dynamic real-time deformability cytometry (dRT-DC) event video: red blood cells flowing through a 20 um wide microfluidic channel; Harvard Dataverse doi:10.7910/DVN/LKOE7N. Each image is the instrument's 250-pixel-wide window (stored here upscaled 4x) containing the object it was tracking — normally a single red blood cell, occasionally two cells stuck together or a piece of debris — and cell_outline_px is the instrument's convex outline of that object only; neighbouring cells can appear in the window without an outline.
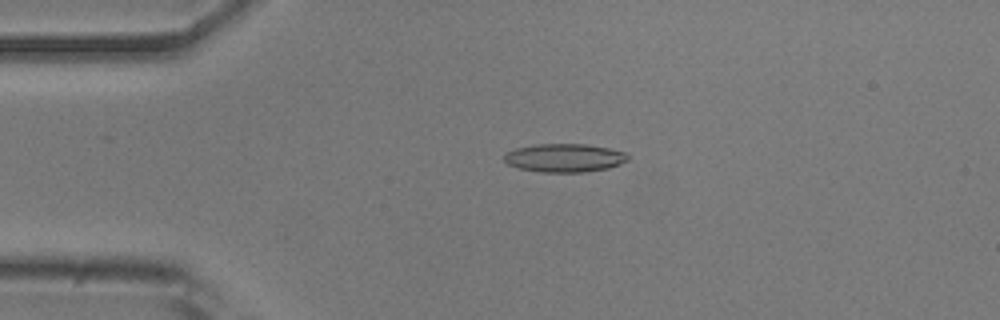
{"species": "common noctule bat (a hibernating species)", "species_latin": "Nyctalus noctula", "temperature_condition": "room temperature", "stored_images_in_passage": 51, "camera_frame_rate_fps": 3000, "um_per_image_px": 0.085, "animal": {"sex": "male", "body_mass_g": 20.5, "forearm_length_mm": 52.5}, "frame": {"image": 1, "passage_image": 11, "time_ms": 3.333, "image_size_px": [1000, 320], "cell_outline_px": [[628, 160], [620, 164], [608, 168], [584, 172], [540, 172], [520, 168], [508, 164], [504, 160], [504, 156], [508, 152], [516, 148], [536, 144], [584, 144], [608, 148], [624, 152], [628, 156]], "centroid_in_image_um": [47.98, 13.42], "position_along_channel_um": 37.0, "area_um2": 20.29}}
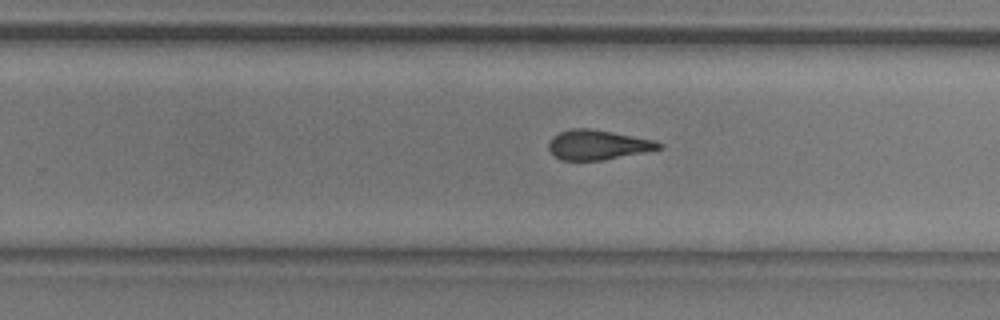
{"frame": {"image": 2, "passage_image": 32, "time_ms": 10.333, "image_size_px": [1000, 320], "cell_outline_px": [[664, 148], [604, 160], [560, 160], [552, 156], [548, 148], [548, 144], [552, 136], [560, 132], [572, 128], [588, 128], [612, 132], [656, 140], [664, 144]], "centroid_in_image_um": [50.81, 12.31], "position_along_channel_um": 279.0, "area_um2": 19.31}}
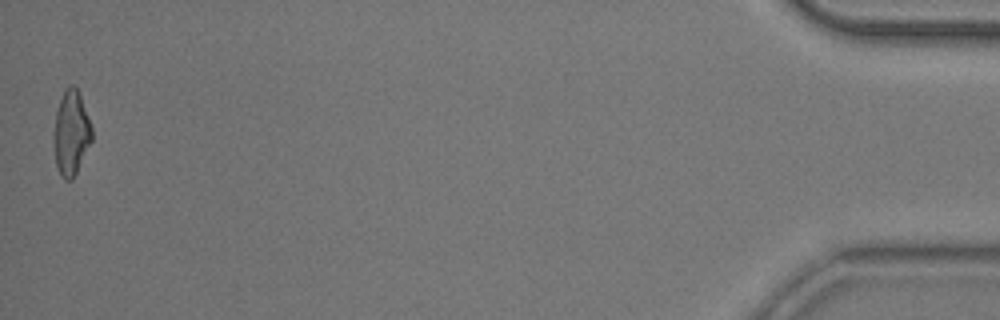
{"frame": {"image": 3, "passage_image": 51, "time_ms": 16.667, "image_size_px": [1000, 320], "cell_outline_px": [[92, 140], [72, 180], [64, 180], [60, 176], [56, 164], [52, 140], [56, 112], [60, 100], [68, 84], [72, 84], [76, 88], [80, 96], [92, 128]], "centroid_in_image_um": [6.02, 11.33], "position_along_channel_um": 429.2, "area_um2": 18.67}, "authors_computed_cell_mechanics": {"area_um2": 19.7676, "velocity_mm_per_s": 3.8925, "shape_relaxation_time_tau1_ms": 10.3965, "shape_relaxation_time_tau2_ms": 2.6447, "deformation_change_tau1": 0.2647, "deformation_change_tau2": 0.1309}}